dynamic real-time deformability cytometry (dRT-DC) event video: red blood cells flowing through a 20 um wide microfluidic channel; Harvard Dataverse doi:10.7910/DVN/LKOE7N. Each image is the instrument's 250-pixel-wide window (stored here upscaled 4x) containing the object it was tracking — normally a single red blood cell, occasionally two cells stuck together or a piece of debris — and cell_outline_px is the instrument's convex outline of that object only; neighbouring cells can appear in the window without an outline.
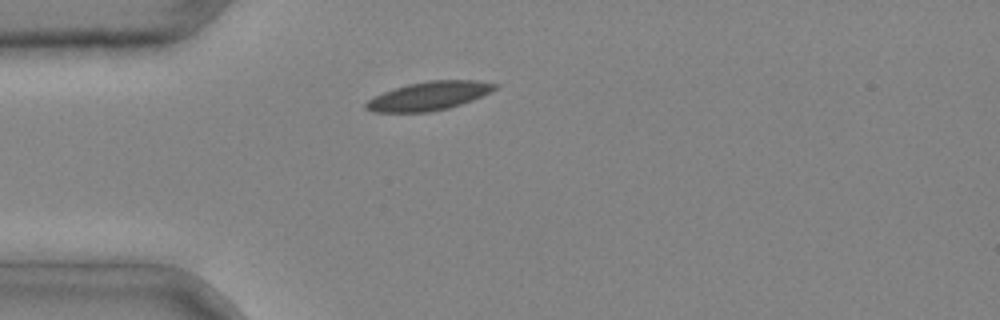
{"species": "common noctule bat (a hibernating species)", "species_latin": "Nyctalus noctula", "temperature_condition": "cold", "stored_images_in_passage": 1, "camera_frame_rate_fps": 3000, "um_per_image_px": 0.085, "animal": {"sex": "male", "body_mass_g": 20.4}, "frame": {"image": 1, "passage_image": 1, "time_ms": 0.0, "image_size_px": [1000, 320], "cell_outline_px": [[500, 84], [496, 88], [472, 100], [448, 108], [428, 112], [372, 112], [364, 108], [364, 104], [368, 100], [384, 92], [408, 84], [428, 80], [476, 80]], "centroid_in_image_um": [36.44, 8.15], "position_along_channel_um": 48.6, "area_um2": 21.27}}